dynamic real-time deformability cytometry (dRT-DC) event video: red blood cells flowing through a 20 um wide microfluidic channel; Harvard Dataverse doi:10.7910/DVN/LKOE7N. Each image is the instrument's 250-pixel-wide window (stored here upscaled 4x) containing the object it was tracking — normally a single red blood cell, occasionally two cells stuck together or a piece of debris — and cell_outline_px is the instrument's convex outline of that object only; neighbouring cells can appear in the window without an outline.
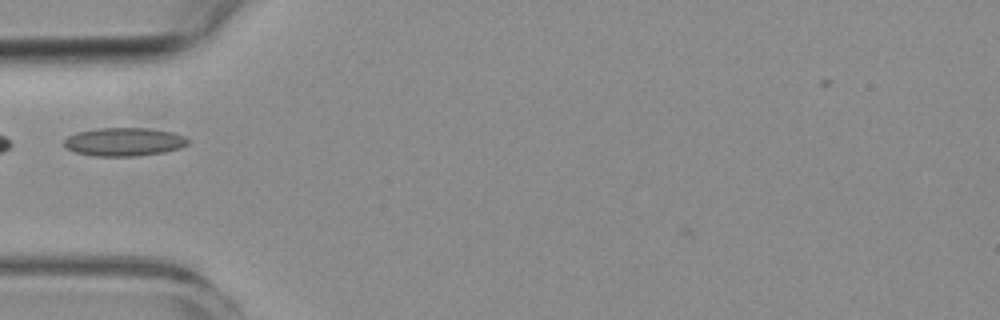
{"species": "common noctule bat (a hibernating species)", "species_latin": "Nyctalus noctula", "temperature_condition": "room temperature", "stored_images_in_passage": 6, "camera_frame_rate_fps": 3000, "um_per_image_px": 0.085, "animal": {"sex": "female", "body_mass_g": 19.3, "forearm_length_mm": 54.1}, "frame": {"image": 1, "passage_image": 5, "time_ms": 4.667, "image_size_px": [1000, 320], "cell_outline_px": [[188, 144], [180, 148], [164, 152], [136, 156], [92, 156], [76, 152], [68, 148], [64, 144], [64, 140], [68, 136], [76, 132], [96, 128], [152, 128], [172, 132], [184, 136], [188, 140]], "centroid_in_image_um": [10.55, 12.05], "position_along_channel_um": 74.4, "area_um2": 20.52}}
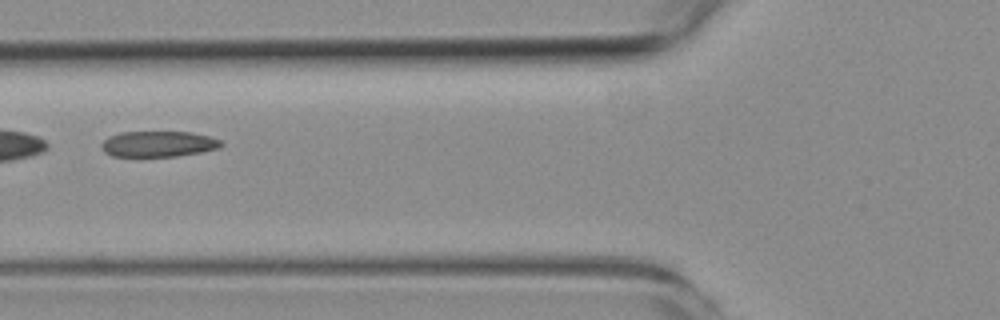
{"frame": {"image": 2, "passage_image": 6, "time_ms": 5.667, "image_size_px": [1000, 320], "cell_outline_px": [[224, 144], [220, 148], [200, 152], [176, 156], [112, 156], [104, 152], [100, 144], [108, 136], [120, 132], [192, 132], [208, 136], [220, 140]], "centroid_in_image_um": [13.45, 12.23], "position_along_channel_um": 112.4, "area_um2": 17.98}}